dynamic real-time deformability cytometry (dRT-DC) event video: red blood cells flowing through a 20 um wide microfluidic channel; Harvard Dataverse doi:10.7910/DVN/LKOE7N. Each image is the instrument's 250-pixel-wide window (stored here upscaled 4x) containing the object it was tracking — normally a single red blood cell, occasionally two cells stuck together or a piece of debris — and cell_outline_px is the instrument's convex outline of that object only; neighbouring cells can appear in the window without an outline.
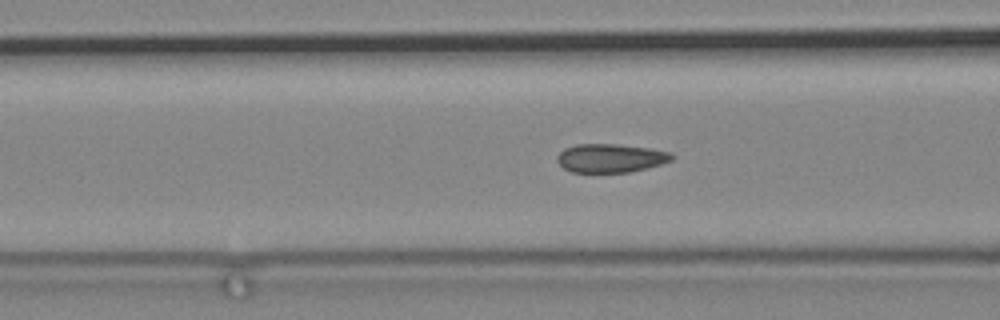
{"species": "common noctule bat (a hibernating species)", "species_latin": "Nyctalus noctula", "temperature_condition": "cold", "stored_images_in_passage": 83, "camera_frame_rate_fps": 3000, "um_per_image_px": 0.085, "animal": {"sex": "male", "body_mass_g": 19.2, "forearm_length_mm": 51.8}, "frame": {"image": 1, "passage_image": 43, "time_ms": 14.0, "image_size_px": [1000, 320], "cell_outline_px": [[676, 156], [672, 160], [648, 168], [628, 172], [572, 172], [564, 168], [556, 160], [556, 156], [564, 148], [576, 144], [616, 144], [652, 148], [672, 152]], "centroid_in_image_um": [51.93, 13.43], "position_along_channel_um": 114.7, "area_um2": 19.31}}
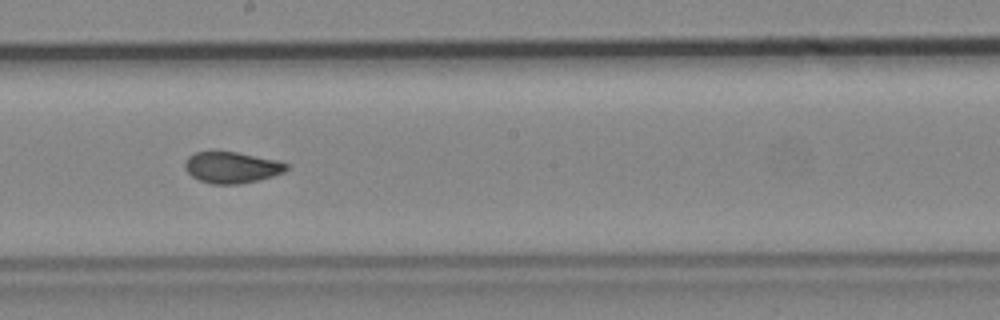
{"frame": {"image": 2, "passage_image": 54, "time_ms": 17.667, "image_size_px": [1000, 320], "cell_outline_px": [[288, 168], [284, 172], [272, 176], [240, 184], [212, 184], [200, 180], [192, 176], [184, 168], [184, 160], [188, 156], [196, 152], [236, 152], [280, 160], [288, 164]], "centroid_in_image_um": [19.7, 14.22], "position_along_channel_um": 228.5, "area_um2": 18.5}}
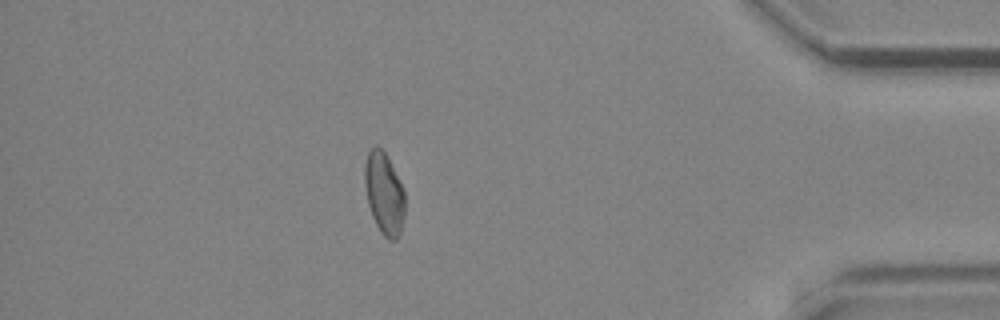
{"frame": {"image": 3, "passage_image": 75, "time_ms": 24.667, "image_size_px": [1000, 320], "cell_outline_px": [[404, 216], [400, 232], [396, 240], [388, 240], [380, 232], [372, 216], [368, 204], [364, 184], [364, 164], [368, 152], [376, 144], [388, 156], [404, 188]], "centroid_in_image_um": [32.65, 16.42], "position_along_channel_um": 402.6, "area_um2": 19.42}}